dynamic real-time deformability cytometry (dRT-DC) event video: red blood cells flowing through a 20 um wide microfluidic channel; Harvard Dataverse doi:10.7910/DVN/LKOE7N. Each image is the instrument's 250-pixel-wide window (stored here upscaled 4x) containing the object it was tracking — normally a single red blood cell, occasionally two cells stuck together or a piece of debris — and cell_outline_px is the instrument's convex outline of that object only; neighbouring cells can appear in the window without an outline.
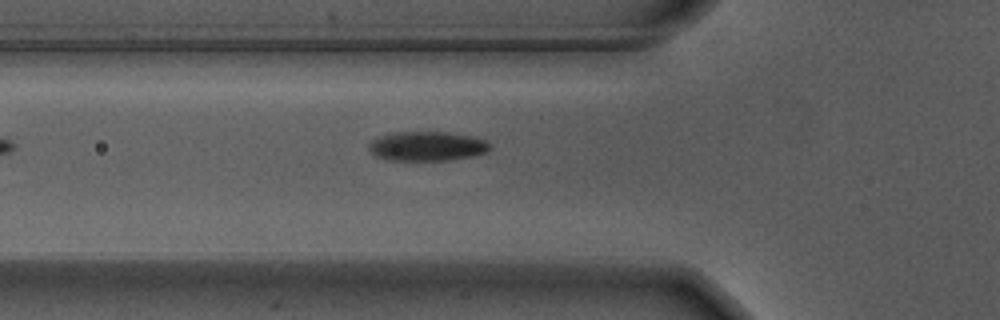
{"species": "Egyptian fruit bat (a non-hibernating species)", "species_latin": "Rousettus aegyptiacus", "temperature_condition": "warm", "stored_images_in_passage": 39, "camera_frame_rate_fps": 3000, "um_per_image_px": 0.085, "animal": {"sex": "male"}, "frame": {"image": 1, "passage_image": 3, "time_ms": 0.667, "image_size_px": [1000, 320], "cell_outline_px": [[492, 148], [488, 152], [472, 156], [448, 160], [388, 160], [376, 156], [368, 148], [368, 144], [372, 140], [380, 136], [392, 132], [448, 132], [472, 136], [484, 140], [492, 144]], "centroid_in_image_um": [36.33, 12.42], "position_along_channel_um": 89.5, "area_um2": 20.87}}
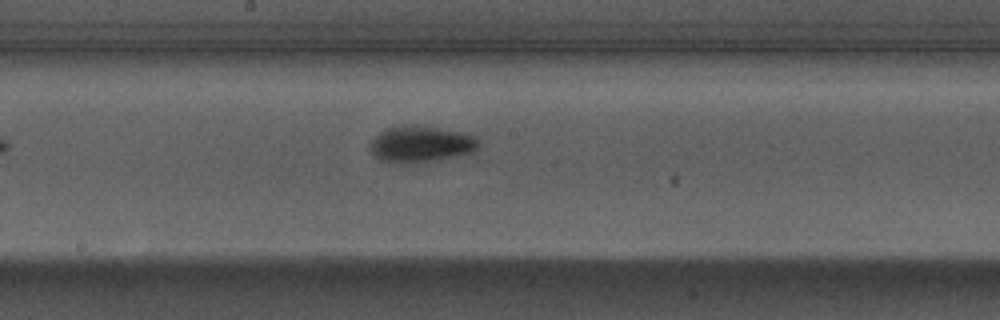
{"frame": {"image": 2, "passage_image": 13, "time_ms": 4.0, "image_size_px": [1000, 320], "cell_outline_px": [[480, 144], [476, 148], [468, 152], [452, 156], [428, 160], [384, 160], [376, 156], [372, 152], [372, 140], [380, 132], [388, 128], [400, 124], [424, 124], [464, 132], [476, 136]], "centroid_in_image_um": [35.83, 12.14], "position_along_channel_um": 212.4, "area_um2": 22.08}}
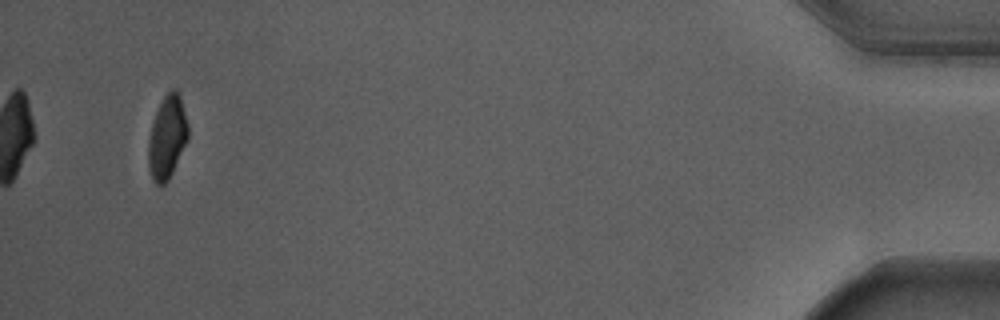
{"frame": {"image": 3, "passage_image": 37, "time_ms": 12.0, "image_size_px": [1000, 320], "cell_outline_px": [[188, 140], [168, 180], [164, 184], [156, 184], [152, 180], [148, 168], [148, 140], [152, 124], [156, 112], [164, 96], [172, 88], [176, 88], [180, 96], [188, 124]], "centroid_in_image_um": [14.2, 11.67], "position_along_channel_um": 421.0, "area_um2": 19.19}, "authors_computed_cell_mechanics": {"area_um2": 21.2704, "velocity_mm_per_s": 3.6801, "shape_relaxation_time_tau1_ms": 2.9698, "shape_relaxation_time_tau2_ms": null, "deformation_change_tau1": 0.1615, "deformation_change_tau2": null}}